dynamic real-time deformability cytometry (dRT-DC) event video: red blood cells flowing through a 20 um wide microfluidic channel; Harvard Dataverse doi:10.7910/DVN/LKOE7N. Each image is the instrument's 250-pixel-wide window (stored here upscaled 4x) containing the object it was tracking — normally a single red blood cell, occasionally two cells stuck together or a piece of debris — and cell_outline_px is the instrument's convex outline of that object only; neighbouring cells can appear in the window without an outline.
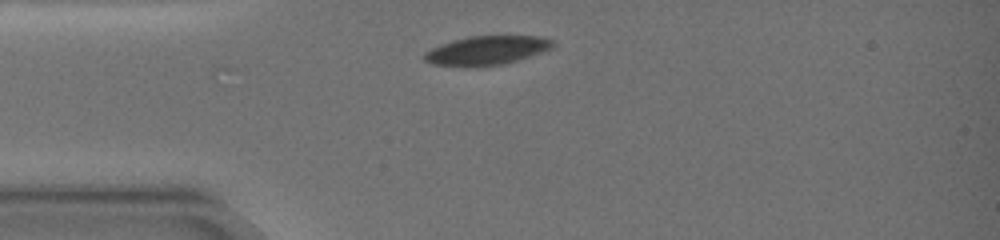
{"species": "common noctule bat (a hibernating species)", "species_latin": "Nyctalus noctula", "temperature_condition": "warm", "stored_images_in_passage": 2, "camera_frame_rate_fps": 3000, "um_per_image_px": 0.085, "animal": {"sex": "female", "body_mass_g": 19.0, "forearm_length_mm": 51.5}, "frame": {"image": 1, "passage_image": 2, "time_ms": 1.333, "image_size_px": [1000, 240], "cell_outline_px": [[556, 44], [552, 48], [544, 52], [504, 64], [484, 68], [464, 68], [432, 64], [424, 60], [424, 52], [440, 44], [452, 40], [472, 36], [544, 36], [552, 40]], "centroid_in_image_um": [41.37, 4.32], "position_along_channel_um": 43.6, "area_um2": 22.37}}